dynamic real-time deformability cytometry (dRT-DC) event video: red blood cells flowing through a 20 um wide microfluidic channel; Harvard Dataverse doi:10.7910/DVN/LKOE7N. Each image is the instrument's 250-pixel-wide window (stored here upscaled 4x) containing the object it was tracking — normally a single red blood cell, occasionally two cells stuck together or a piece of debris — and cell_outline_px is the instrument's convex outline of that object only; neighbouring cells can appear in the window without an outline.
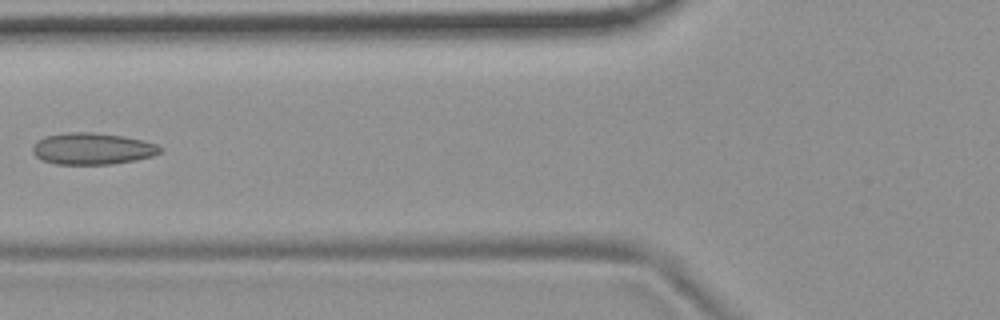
{"species": "common noctule bat (a hibernating species)", "species_latin": "Nyctalus noctula", "temperature_condition": "room temperature", "stored_images_in_passage": 5, "camera_frame_rate_fps": 3000, "um_per_image_px": 0.085, "animal": {"sex": "female", "body_mass_g": 19.9}, "frame": {"image": 1, "passage_image": 5, "time_ms": 1.333, "image_size_px": [1000, 320], "cell_outline_px": [[164, 148], [160, 152], [152, 156], [136, 160], [112, 164], [56, 164], [44, 160], [36, 156], [32, 152], [32, 148], [36, 140], [44, 136], [68, 132], [92, 132], [124, 136], [156, 144]], "centroid_in_image_um": [7.84, 12.63], "position_along_channel_um": 118.0, "area_um2": 23.52}}